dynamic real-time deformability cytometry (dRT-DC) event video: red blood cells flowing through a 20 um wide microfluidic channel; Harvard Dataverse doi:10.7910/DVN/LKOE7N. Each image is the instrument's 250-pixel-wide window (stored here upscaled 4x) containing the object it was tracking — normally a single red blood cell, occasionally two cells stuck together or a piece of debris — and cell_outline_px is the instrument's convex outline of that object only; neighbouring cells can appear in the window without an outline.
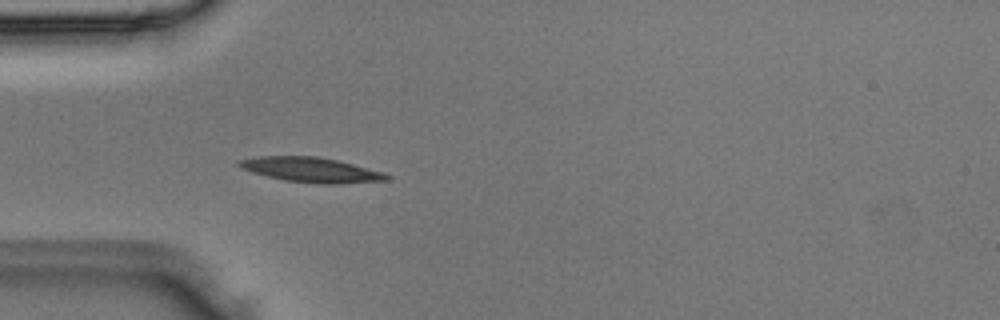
{"species": "Egyptian fruit bat (a non-hibernating species)", "species_latin": "Rousettus aegyptiacus", "temperature_condition": "room temperature", "stored_images_in_passage": 4, "camera_frame_rate_fps": 3000, "um_per_image_px": 0.085, "animal": {"sex": "male"}, "frame": {"image": 1, "passage_image": 4, "time_ms": 1.0, "image_size_px": [1000, 320], "cell_outline_px": [[392, 180], [340, 184], [324, 184], [284, 180], [252, 172], [240, 168], [236, 164], [236, 160], [260, 156], [316, 156], [336, 160], [384, 172], [392, 176]], "centroid_in_image_um": [26.46, 14.44], "position_along_channel_um": 58.5, "area_um2": 21.5}}